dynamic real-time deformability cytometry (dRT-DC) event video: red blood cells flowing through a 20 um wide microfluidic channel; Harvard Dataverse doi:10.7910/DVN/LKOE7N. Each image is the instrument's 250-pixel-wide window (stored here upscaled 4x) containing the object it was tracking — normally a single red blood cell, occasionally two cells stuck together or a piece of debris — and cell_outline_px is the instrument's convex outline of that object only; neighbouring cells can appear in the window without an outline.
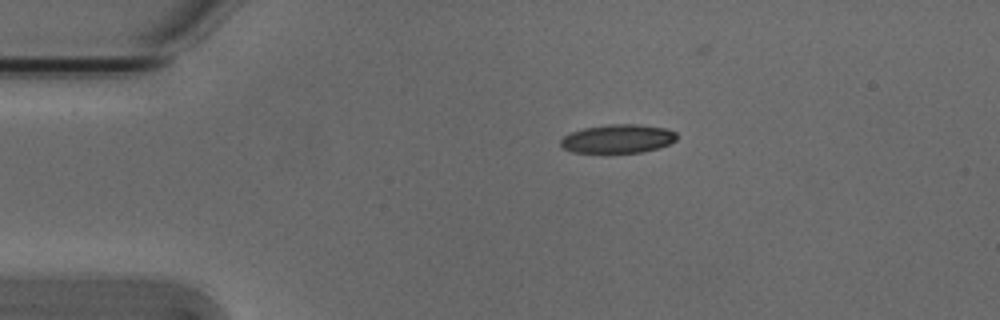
{"species": "Egyptian fruit bat (a non-hibernating species)", "species_latin": "Rousettus aegyptiacus", "temperature_condition": "cold", "stored_images_in_passage": 3, "camera_frame_rate_fps": 3000, "um_per_image_px": 0.085, "animal": {"sex": "male"}, "frame": {"image": 1, "passage_image": 1, "time_ms": 0.0, "image_size_px": [1000, 320], "cell_outline_px": [[676, 140], [668, 144], [656, 148], [640, 152], [572, 152], [564, 148], [560, 144], [560, 140], [564, 136], [572, 132], [584, 128], [608, 124], [636, 124], [668, 128], [676, 132]], "centroid_in_image_um": [52.52, 11.78], "position_along_channel_um": 32.5, "area_um2": 19.19}}
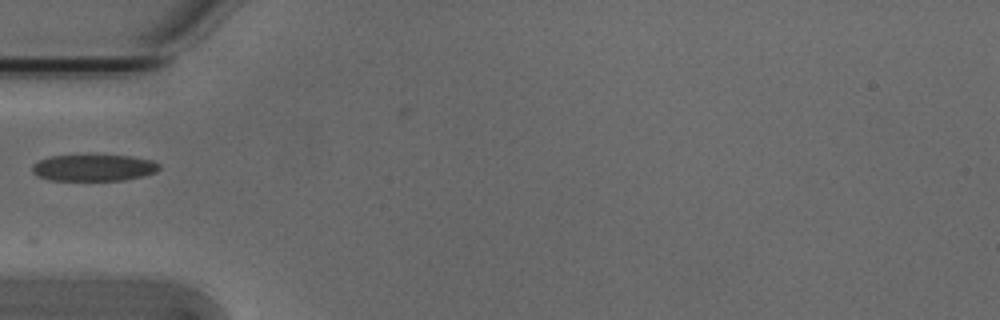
{"frame": {"image": 2, "passage_image": 3, "time_ms": 0.667, "image_size_px": [1000, 320], "cell_outline_px": [[160, 168], [156, 172], [144, 176], [124, 180], [48, 180], [36, 176], [32, 172], [32, 164], [40, 160], [52, 156], [132, 156], [152, 160], [160, 164]], "centroid_in_image_um": [7.97, 14.27], "position_along_channel_um": 77.0, "area_um2": 19.59}}